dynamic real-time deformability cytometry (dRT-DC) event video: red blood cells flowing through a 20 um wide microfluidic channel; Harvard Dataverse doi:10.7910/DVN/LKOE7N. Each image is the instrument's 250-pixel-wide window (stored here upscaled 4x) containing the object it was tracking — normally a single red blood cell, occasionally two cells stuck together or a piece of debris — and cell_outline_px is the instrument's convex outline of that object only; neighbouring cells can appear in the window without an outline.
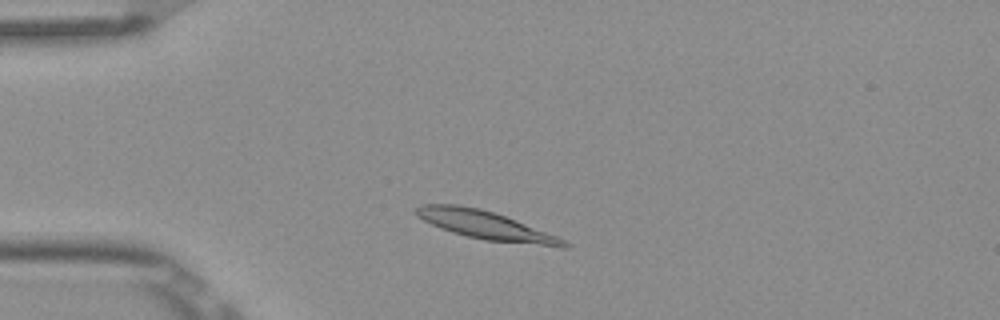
{"species": "Egyptian fruit bat (a non-hibernating species)", "species_latin": "Rousettus aegyptiacus", "temperature_condition": "room temperature", "stored_images_in_passage": 5, "camera_frame_rate_fps": 3000, "um_per_image_px": 0.085, "frame": {"image": 1, "passage_image": 2, "time_ms": 0.333, "image_size_px": [1000, 320], "cell_outline_px": [[572, 244], [568, 248], [560, 248], [484, 240], [452, 232], [440, 228], [424, 220], [416, 212], [416, 208], [420, 204], [460, 204], [480, 208], [516, 220], [556, 236]], "centroid_in_image_um": [41.35, 19.16], "position_along_channel_um": 43.7, "area_um2": 24.33}}
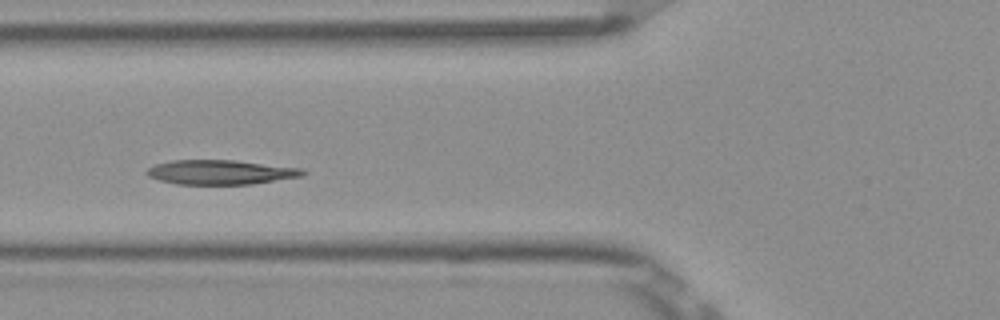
{"frame": {"image": 2, "passage_image": 4, "time_ms": 1.0, "image_size_px": [1000, 320], "cell_outline_px": [[308, 172], [300, 176], [252, 184], [176, 184], [160, 180], [148, 176], [144, 172], [148, 168], [156, 164], [172, 160], [236, 160], [300, 168]], "centroid_in_image_um": [18.71, 14.63], "position_along_channel_um": 107.1, "area_um2": 22.14}}
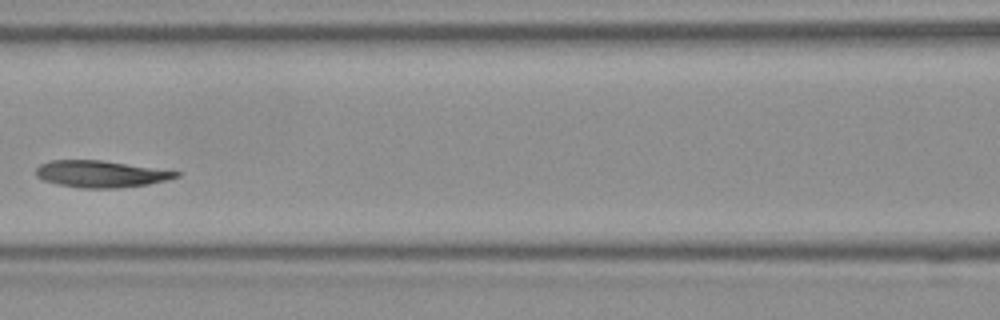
{"frame": {"image": 3, "passage_image": 5, "time_ms": 1.333, "image_size_px": [1000, 320], "cell_outline_px": [[180, 176], [168, 180], [148, 184], [120, 188], [84, 188], [60, 184], [44, 180], [36, 176], [36, 168], [40, 164], [48, 160], [100, 160], [180, 172]], "centroid_in_image_um": [8.55, 14.78], "position_along_channel_um": 158.0, "area_um2": 21.62}}